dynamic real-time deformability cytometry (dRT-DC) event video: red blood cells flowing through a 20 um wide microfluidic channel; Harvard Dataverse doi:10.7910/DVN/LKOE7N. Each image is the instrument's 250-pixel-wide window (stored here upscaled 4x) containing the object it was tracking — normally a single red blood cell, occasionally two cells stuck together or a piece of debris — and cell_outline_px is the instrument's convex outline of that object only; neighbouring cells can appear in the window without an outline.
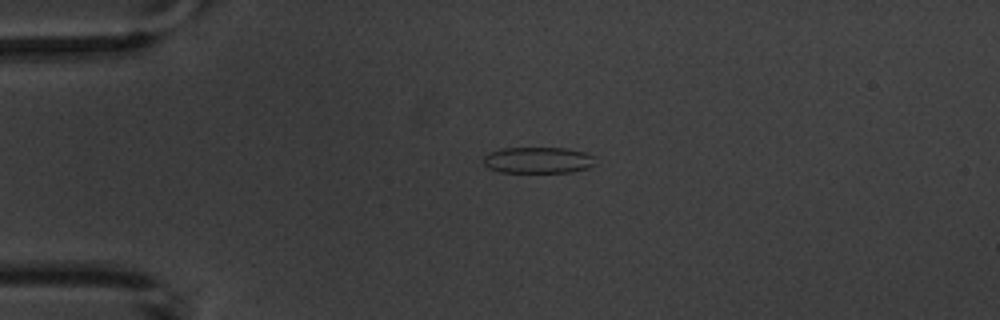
{"species": "common noctule bat (a hibernating species)", "species_latin": "Nyctalus noctula", "temperature_condition": "warm", "stored_images_in_passage": 6, "camera_frame_rate_fps": 3000, "um_per_image_px": 0.085, "animal": {"sex": "male", "body_mass_g": 20.1, "forearm_length_mm": 53.5}, "frame": {"image": 1, "passage_image": 6, "time_ms": 7.0, "image_size_px": [1000, 320], "cell_outline_px": [[596, 156], [592, 164], [588, 168], [572, 172], [500, 172], [488, 168], [484, 164], [484, 156], [488, 152], [504, 148], [568, 148], [584, 152]], "centroid_in_image_um": [45.73, 13.61], "position_along_channel_um": 39.3, "area_um2": 17.17}}